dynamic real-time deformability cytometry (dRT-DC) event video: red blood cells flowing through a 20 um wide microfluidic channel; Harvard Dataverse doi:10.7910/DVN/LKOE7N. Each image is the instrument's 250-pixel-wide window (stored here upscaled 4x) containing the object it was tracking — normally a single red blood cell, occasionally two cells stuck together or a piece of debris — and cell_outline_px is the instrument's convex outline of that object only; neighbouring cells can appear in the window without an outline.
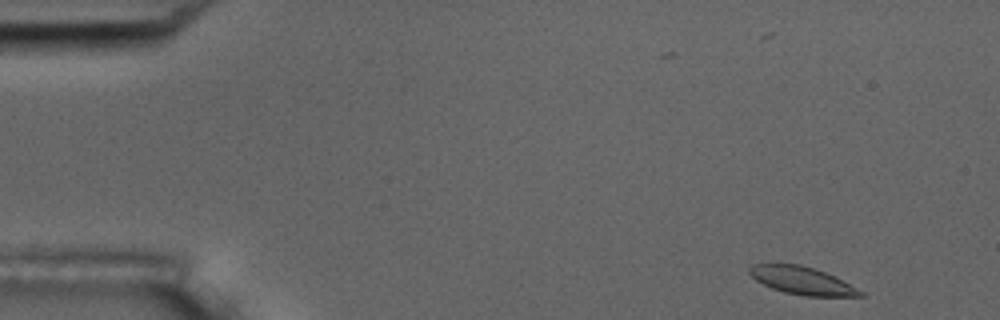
{"species": "common noctule bat (a hibernating species)", "species_latin": "Nyctalus noctula", "temperature_condition": "room temperature", "stored_images_in_passage": 5, "camera_frame_rate_fps": 3000, "um_per_image_px": 0.085, "animal": {"sex": "male", "body_mass_g": 17.5, "forearm_length_mm": 52.3}, "frame": {"image": 1, "passage_image": 1, "time_ms": 0.0, "image_size_px": [1000, 320], "cell_outline_px": [[864, 296], [804, 296], [784, 292], [772, 288], [756, 280], [748, 272], [748, 268], [752, 264], [800, 264], [824, 272], [864, 292]], "centroid_in_image_um": [68.13, 23.85], "position_along_channel_um": 16.9, "area_um2": 17.51}}
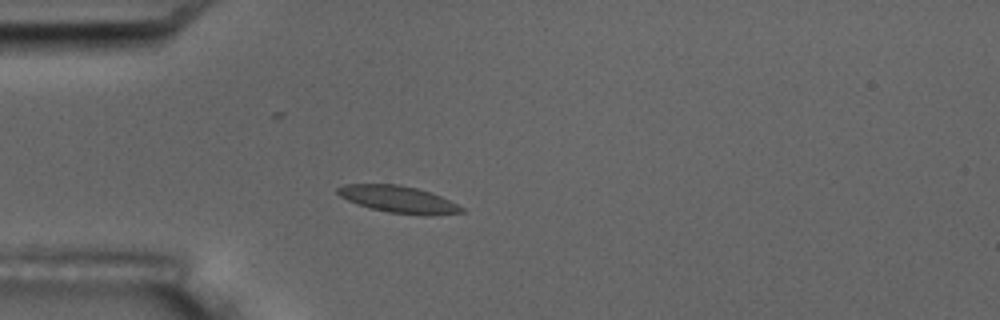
{"frame": {"image": 2, "passage_image": 4, "time_ms": 3.667, "image_size_px": [1000, 320], "cell_outline_px": [[464, 212], [432, 216], [424, 216], [388, 212], [368, 208], [348, 200], [340, 196], [336, 192], [336, 188], [344, 184], [400, 184], [416, 188], [440, 196], [464, 208]], "centroid_in_image_um": [33.85, 16.95], "position_along_channel_um": 51.2, "area_um2": 19.48}}